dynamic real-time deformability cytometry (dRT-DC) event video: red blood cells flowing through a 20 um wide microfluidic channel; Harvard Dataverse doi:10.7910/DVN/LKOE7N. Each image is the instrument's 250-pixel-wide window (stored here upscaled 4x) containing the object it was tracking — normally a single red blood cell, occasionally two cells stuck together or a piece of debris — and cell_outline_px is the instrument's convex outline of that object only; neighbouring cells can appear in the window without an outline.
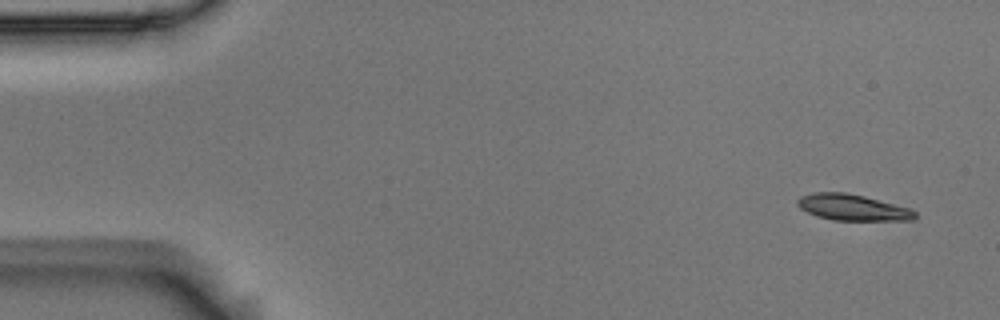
{"species": "Egyptian fruit bat (a non-hibernating species)", "species_latin": "Rousettus aegyptiacus", "temperature_condition": "room temperature", "stored_images_in_passage": 5, "segment_of_instrument_passage": [2, 2], "camera_frame_rate_fps": 3000, "um_per_image_px": 0.085, "animal": {"sex": "male"}, "frame": {"image": 1, "passage_image": 5, "time_ms": 1.333, "image_size_px": [1000, 320], "cell_outline_px": [[916, 216], [912, 220], [832, 220], [816, 216], [800, 208], [796, 204], [796, 200], [800, 196], [812, 192], [848, 192], [864, 196], [908, 208], [916, 212]], "centroid_in_image_um": [72.4, 17.62], "position_along_channel_um": 12.6, "area_um2": 17.86}}